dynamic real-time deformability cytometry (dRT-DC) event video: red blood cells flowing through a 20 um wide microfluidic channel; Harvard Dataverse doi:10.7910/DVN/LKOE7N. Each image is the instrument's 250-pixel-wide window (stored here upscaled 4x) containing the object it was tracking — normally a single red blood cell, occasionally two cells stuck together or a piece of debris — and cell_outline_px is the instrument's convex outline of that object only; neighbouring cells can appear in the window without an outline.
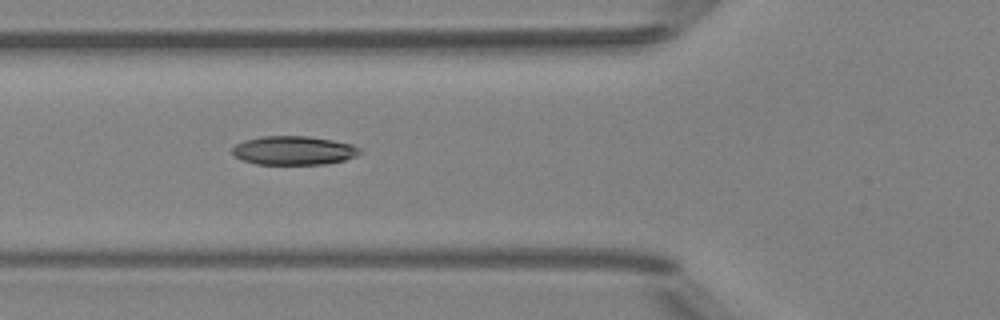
{"species": "Egyptian fruit bat (a non-hibernating species)", "species_latin": "Rousettus aegyptiacus", "temperature_condition": "room temperature", "stored_images_in_passage": 5, "camera_frame_rate_fps": 3000, "um_per_image_px": 0.085, "animal": {"sex": "female"}, "frame": {"image": 1, "passage_image": 4, "time_ms": 3.333, "image_size_px": [1000, 320], "cell_outline_px": [[364, 152], [356, 156], [344, 160], [324, 164], [256, 164], [244, 160], [236, 156], [232, 152], [232, 148], [236, 144], [244, 140], [260, 136], [308, 136], [332, 140], [352, 144], [360, 148]], "centroid_in_image_um": [24.99, 12.78], "position_along_channel_um": 100.8, "area_um2": 21.44}}
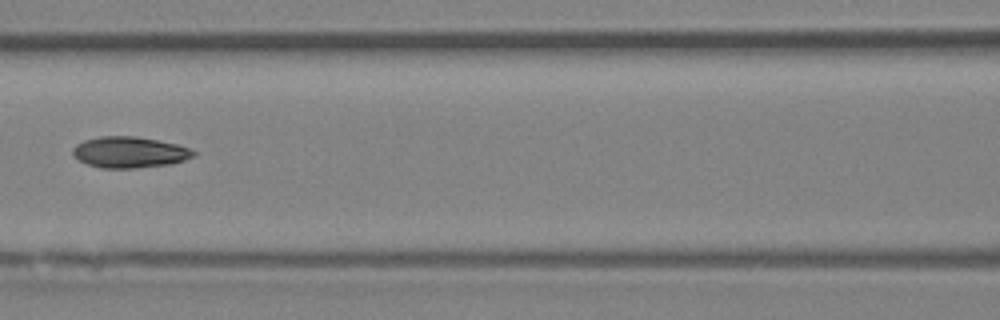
{"frame": {"image": 2, "passage_image": 5, "time_ms": 4.667, "image_size_px": [1000, 320], "cell_outline_px": [[196, 156], [184, 160], [168, 164], [136, 168], [100, 168], [88, 164], [80, 160], [72, 152], [72, 148], [76, 144], [84, 140], [100, 136], [136, 136], [176, 144], [188, 148], [196, 152]], "centroid_in_image_um": [11.0, 12.94], "position_along_channel_um": 155.6, "area_um2": 21.73}}